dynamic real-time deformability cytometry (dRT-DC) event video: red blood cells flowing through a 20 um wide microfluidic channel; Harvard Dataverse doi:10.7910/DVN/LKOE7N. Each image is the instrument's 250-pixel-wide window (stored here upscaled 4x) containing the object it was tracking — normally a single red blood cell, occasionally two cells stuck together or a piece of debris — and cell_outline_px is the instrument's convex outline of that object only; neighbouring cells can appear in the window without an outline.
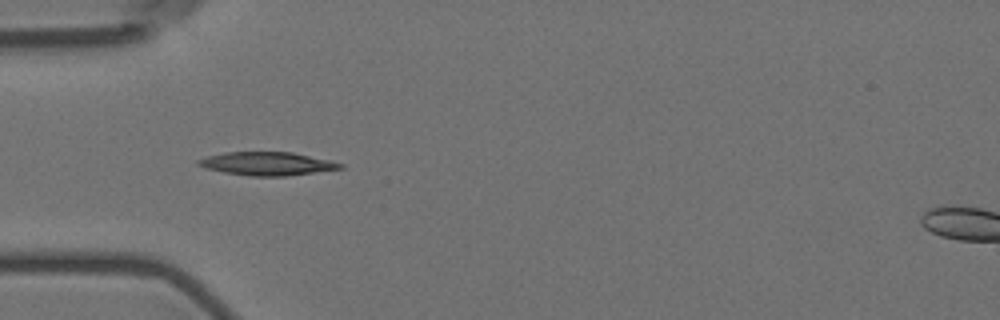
{"species": "Egyptian fruit bat (a non-hibernating species)", "species_latin": "Rousettus aegyptiacus", "temperature_condition": "room temperature", "stored_images_in_passage": 40, "camera_frame_rate_fps": 3000, "um_per_image_px": 0.085, "animal": {"sex": "female"}, "frame": {"image": 1, "passage_image": 1, "time_ms": 0.0, "image_size_px": [1000, 320], "cell_outline_px": [[340, 168], [308, 172], [268, 176], [260, 176], [232, 172], [212, 168], [200, 164], [204, 160], [212, 156], [232, 152], [288, 152], [340, 164]], "centroid_in_image_um": [22.73, 13.89], "position_along_channel_um": 62.3, "area_um2": 16.99}}
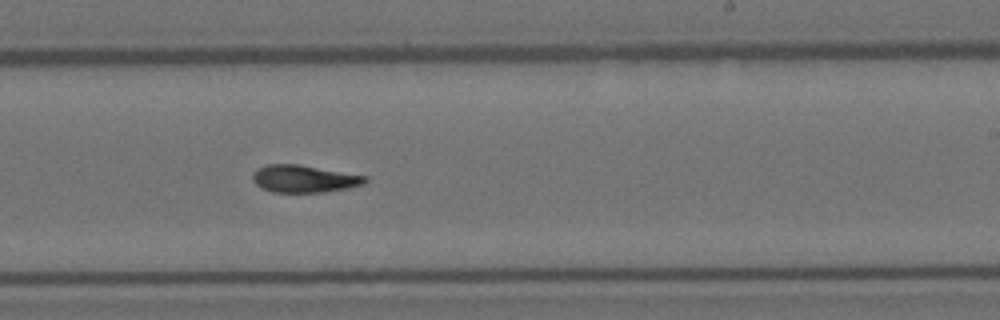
{"frame": {"image": 2, "passage_image": 18, "time_ms": 5.667, "image_size_px": [1000, 320], "cell_outline_px": [[364, 180], [356, 184], [340, 188], [312, 192], [280, 192], [264, 188], [256, 180], [256, 172], [260, 168], [272, 164], [292, 164], [364, 176]], "centroid_in_image_um": [25.78, 15.18], "position_along_channel_um": 263.2, "area_um2": 16.01}}
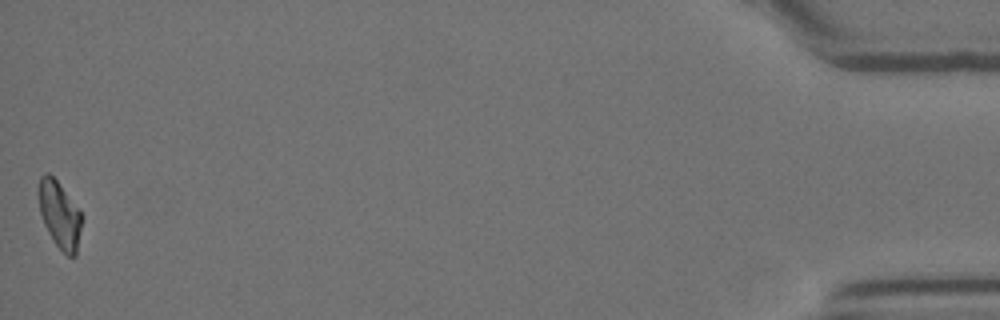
{"frame": {"image": 3, "passage_image": 40, "time_ms": 13.0, "image_size_px": [1000, 320], "cell_outline_px": [[80, 224], [76, 252], [72, 256], [68, 256], [56, 244], [44, 220], [40, 208], [40, 180], [44, 176], [52, 176], [56, 180], [80, 212]], "centroid_in_image_um": [5.08, 18.28], "position_along_channel_um": 430.1, "area_um2": 15.14}, "authors_computed_cell_mechanics": {"area_um2": 15.9528, "velocity_mm_per_s": 3.5754, "shape_relaxation_time_tau1_ms": null, "shape_relaxation_time_tau2_ms": 5.4888, "deformation_change_tau1": null, "deformation_change_tau2": 0.1329}}